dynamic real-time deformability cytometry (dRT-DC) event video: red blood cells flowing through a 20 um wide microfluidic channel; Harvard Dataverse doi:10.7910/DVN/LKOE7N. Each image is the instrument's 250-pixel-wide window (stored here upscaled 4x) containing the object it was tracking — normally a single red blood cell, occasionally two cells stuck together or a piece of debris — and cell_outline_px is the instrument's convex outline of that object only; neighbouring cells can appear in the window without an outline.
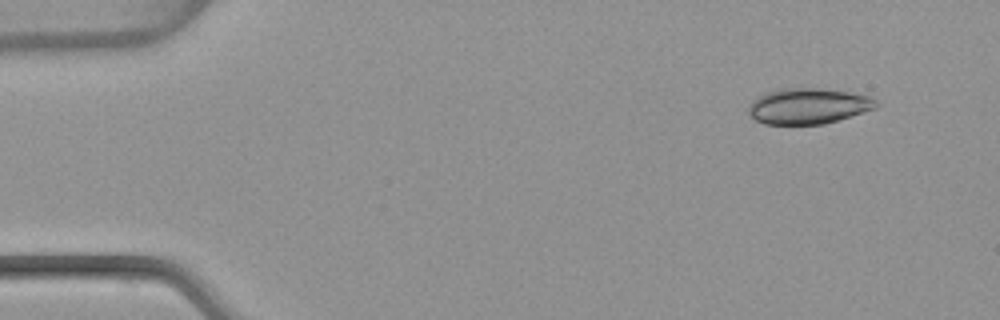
{"species": "common noctule bat (a hibernating species)", "species_latin": "Nyctalus noctula", "temperature_condition": "warm", "stored_images_in_passage": 1, "camera_frame_rate_fps": 3000, "um_per_image_px": 0.085, "animal": {"sex": "female", "body_mass_g": 22.7, "forearm_length_mm": 54.2}, "frame": {"image": 1, "passage_image": 1, "time_ms": 0.0, "image_size_px": [1000, 320], "cell_outline_px": [[852, 112], [844, 116], [812, 124], [776, 124], [764, 120], [796, 92], [828, 92], [852, 96]], "centroid_in_image_um": [68.99, 9.21], "position_along_channel_um": 16.0, "area_um2": 15.09}}